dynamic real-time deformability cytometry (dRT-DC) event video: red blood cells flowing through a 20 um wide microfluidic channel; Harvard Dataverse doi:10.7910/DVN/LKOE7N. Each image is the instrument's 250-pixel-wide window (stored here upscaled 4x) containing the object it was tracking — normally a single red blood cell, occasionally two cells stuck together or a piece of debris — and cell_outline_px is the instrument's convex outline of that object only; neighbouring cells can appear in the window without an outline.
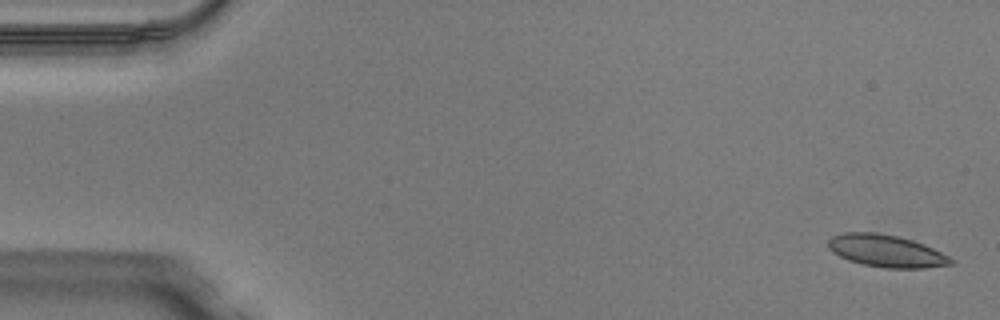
{"species": "Egyptian fruit bat (a non-hibernating species)", "species_latin": "Rousettus aegyptiacus", "temperature_condition": "warm", "stored_images_in_passage": 49, "camera_frame_rate_fps": 3000, "um_per_image_px": 0.085, "animal": {"sex": "male"}, "frame": {"image": 1, "passage_image": 1, "time_ms": 0.0, "image_size_px": [1000, 320], "cell_outline_px": [[956, 260], [952, 264], [924, 268], [884, 268], [864, 264], [848, 260], [832, 252], [828, 248], [828, 240], [832, 236], [844, 232], [876, 232], [900, 236], [924, 244]], "centroid_in_image_um": [75.32, 21.32], "position_along_channel_um": 9.7, "area_um2": 23.12}}
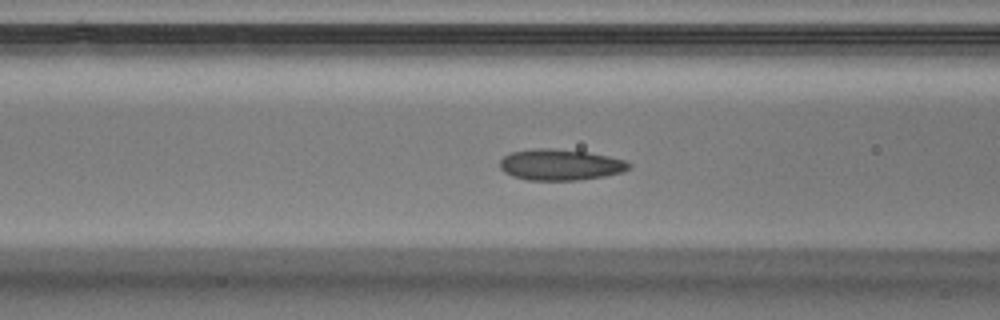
{"frame": {"image": 2, "passage_image": 19, "time_ms": 6.0, "image_size_px": [1000, 320], "cell_outline_px": [[632, 164], [624, 172], [604, 176], [576, 180], [528, 180], [512, 176], [504, 172], [500, 168], [500, 160], [504, 156], [512, 152], [536, 148], [548, 148], [588, 152], [608, 156], [624, 160]], "centroid_in_image_um": [47.62, 14.0], "position_along_channel_um": 119.0, "area_um2": 23.29}}
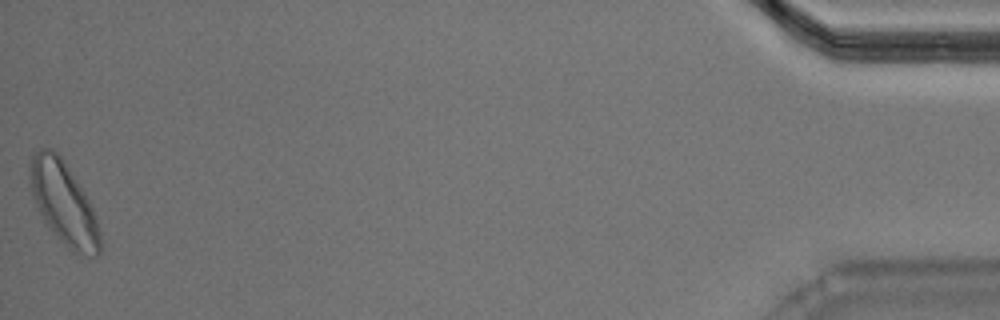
{"frame": {"image": 3, "passage_image": 49, "time_ms": 16.0, "image_size_px": [1000, 320], "cell_outline_px": [[100, 252], [96, 256], [72, 252], [48, 228], [36, 204], [32, 192], [28, 176], [32, 156], [40, 148], [52, 148], [64, 160], [84, 192], [92, 208], [100, 232]], "centroid_in_image_um": [5.4, 17.26], "position_along_channel_um": 429.8, "area_um2": 33.29}, "authors_computed_cell_mechanics": {"area_um2": 23.12, "velocity_mm_per_s": 4.0471, "shape_relaxation_time_tau1_ms": 2.563, "shape_relaxation_time_tau2_ms": 1.4375, "deformation_change_tau1": 0.0906, "deformation_change_tau2": 0.0733}}